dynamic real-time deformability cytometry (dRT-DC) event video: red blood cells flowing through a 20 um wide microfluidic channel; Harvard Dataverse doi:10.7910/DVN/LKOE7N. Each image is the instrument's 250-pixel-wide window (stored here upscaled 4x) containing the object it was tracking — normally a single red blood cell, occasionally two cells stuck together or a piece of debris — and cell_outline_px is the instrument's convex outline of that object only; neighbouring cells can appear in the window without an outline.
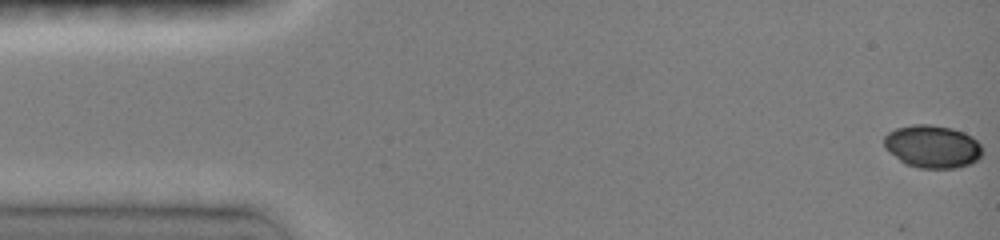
{"species": "common noctule bat (a hibernating species)", "species_latin": "Nyctalus noctula", "temperature_condition": "room temperature", "stored_images_in_passage": 7, "camera_frame_rate_fps": 3000, "um_per_image_px": 0.085, "animal": {"sex": "female", "body_mass_g": 19.0, "forearm_length_mm": 51.5}, "frame": {"image": 1, "passage_image": 1, "time_ms": 0.0, "image_size_px": [1000, 240], "cell_outline_px": [[980, 156], [976, 160], [968, 164], [956, 168], [920, 168], [904, 164], [884, 148], [884, 136], [888, 132], [896, 128], [912, 124], [928, 124], [952, 128], [964, 132], [972, 136], [980, 144]], "centroid_in_image_um": [79.21, 12.44], "position_along_channel_um": 5.8, "area_um2": 24.51}}